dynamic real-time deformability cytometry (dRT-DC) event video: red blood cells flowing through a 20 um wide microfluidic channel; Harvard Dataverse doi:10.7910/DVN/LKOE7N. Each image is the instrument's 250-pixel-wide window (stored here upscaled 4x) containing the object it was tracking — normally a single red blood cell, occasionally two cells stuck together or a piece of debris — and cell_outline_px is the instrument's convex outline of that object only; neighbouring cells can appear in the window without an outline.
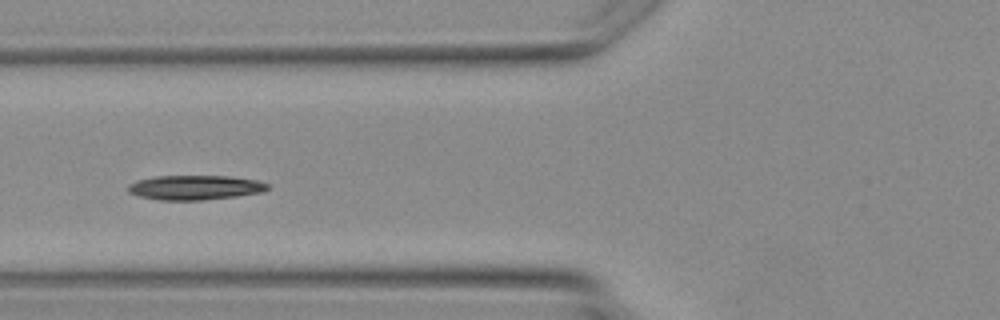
{"species": "Egyptian fruit bat (a non-hibernating species)", "species_latin": "Rousettus aegyptiacus", "temperature_condition": "warm", "stored_images_in_passage": 4, "camera_frame_rate_fps": 3000, "um_per_image_px": 0.085, "animal": {"sex": "female"}, "frame": {"image": 1, "passage_image": 4, "time_ms": 3.333, "image_size_px": [1000, 320], "cell_outline_px": [[268, 188], [264, 192], [236, 196], [204, 200], [160, 200], [140, 196], [128, 192], [128, 184], [136, 180], [156, 176], [228, 176], [256, 180], [268, 184]], "centroid_in_image_um": [16.56, 15.94], "position_along_channel_um": 109.2, "area_um2": 19.94}}